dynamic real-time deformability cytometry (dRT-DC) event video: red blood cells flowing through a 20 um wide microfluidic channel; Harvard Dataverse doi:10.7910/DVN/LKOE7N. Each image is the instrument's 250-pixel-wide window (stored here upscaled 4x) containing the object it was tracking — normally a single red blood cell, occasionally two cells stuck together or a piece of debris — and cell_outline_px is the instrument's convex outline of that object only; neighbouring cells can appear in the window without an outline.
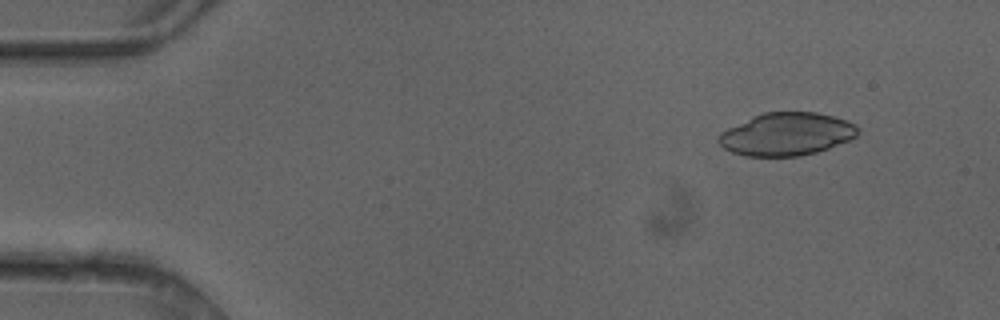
{"species": "common noctule bat (a hibernating species)", "species_latin": "Nyctalus noctula", "temperature_condition": "cold", "stored_images_in_passage": 4, "camera_frame_rate_fps": 3000, "um_per_image_px": 0.085, "animal": {"sex": "female"}, "frame": {"image": 1, "passage_image": 1, "time_ms": 0.0, "image_size_px": [1000, 320], "cell_outline_px": [[860, 132], [856, 136], [848, 140], [828, 148], [816, 152], [800, 156], [744, 156], [732, 152], [724, 148], [716, 140], [716, 136], [720, 132], [752, 116], [764, 112], [816, 112], [832, 116], [856, 124]], "centroid_in_image_um": [66.82, 11.4], "position_along_channel_um": 18.2, "area_um2": 34.74}}